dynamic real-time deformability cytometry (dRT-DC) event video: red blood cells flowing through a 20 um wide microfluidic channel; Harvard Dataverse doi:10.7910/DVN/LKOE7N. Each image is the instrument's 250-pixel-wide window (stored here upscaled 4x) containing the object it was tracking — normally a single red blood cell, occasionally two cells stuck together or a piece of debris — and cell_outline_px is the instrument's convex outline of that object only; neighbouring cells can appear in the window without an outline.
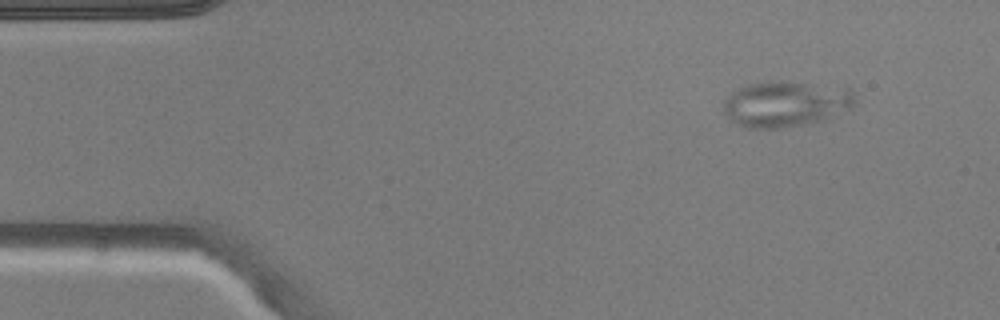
{"species": "common noctule bat (a hibernating species)", "species_latin": "Nyctalus noctula", "temperature_condition": "warm", "stored_images_in_passage": 9, "segment_of_instrument_passage": [1, 2], "camera_frame_rate_fps": 3000, "um_per_image_px": 0.085, "animal": {"sex": "male", "body_mass_g": 20.5, "forearm_length_mm": 52.5}, "frame": {"image": 1, "passage_image": 1, "time_ms": 0.0, "image_size_px": [1000, 320], "cell_outline_px": [[856, 100], [852, 108], [828, 120], [808, 124], [780, 128], [744, 128], [728, 120], [720, 112], [724, 100], [732, 92], [748, 84], [772, 80], [848, 88], [852, 92]], "centroid_in_image_um": [66.74, 8.86], "position_along_channel_um": 18.3, "area_um2": 35.72}}
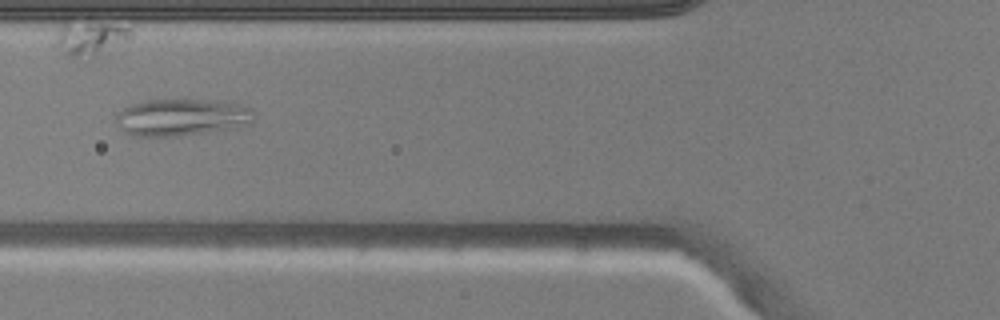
{"frame": {"image": 2, "passage_image": 4, "time_ms": 4.333, "image_size_px": [1000, 320], "cell_outline_px": [[252, 124], [240, 128], [180, 136], [132, 136], [124, 132], [116, 120], [116, 116], [128, 104], [144, 100], [212, 100], [240, 104], [252, 108]], "centroid_in_image_um": [15.48, 9.98], "position_along_channel_um": 110.3, "area_um2": 30.06}}